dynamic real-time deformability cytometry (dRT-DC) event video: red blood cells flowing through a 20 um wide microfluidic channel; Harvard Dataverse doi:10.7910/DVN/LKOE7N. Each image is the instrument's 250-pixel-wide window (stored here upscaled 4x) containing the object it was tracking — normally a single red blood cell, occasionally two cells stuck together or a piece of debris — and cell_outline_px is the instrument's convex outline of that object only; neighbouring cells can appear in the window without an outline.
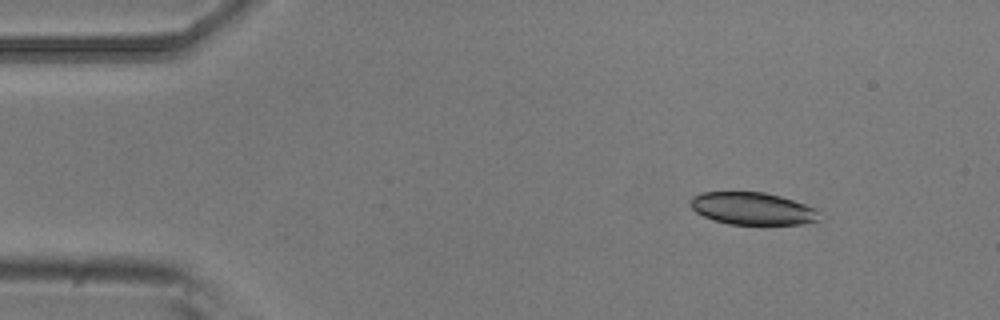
{"species": "common noctule bat (a hibernating species)", "species_latin": "Nyctalus noctula", "temperature_condition": "room temperature", "stored_images_in_passage": 6, "camera_frame_rate_fps": 3000, "um_per_image_px": 0.085, "animal": {"sex": "male", "body_mass_g": 20.5, "forearm_length_mm": 52.5}, "frame": {"image": 1, "passage_image": 1, "time_ms": 0.0, "image_size_px": [1000, 320], "cell_outline_px": [[824, 220], [804, 224], [728, 224], [704, 216], [696, 212], [692, 208], [692, 196], [700, 192], [764, 192], [780, 196], [816, 208]], "centroid_in_image_um": [64.03, 17.73], "position_along_channel_um": 21.0, "area_um2": 24.33}}
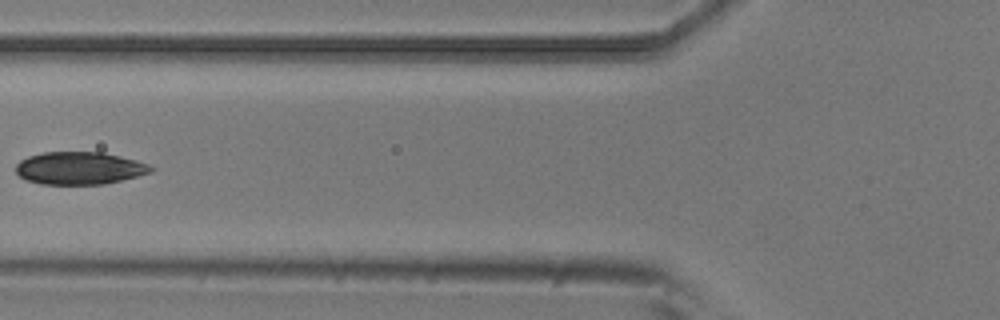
{"frame": {"image": 2, "passage_image": 5, "time_ms": 1.333, "image_size_px": [1000, 320], "cell_outline_px": [[156, 168], [152, 172], [104, 184], [40, 184], [24, 180], [16, 172], [16, 164], [20, 160], [28, 156], [44, 152], [100, 152], [120, 156], [136, 160], [148, 164]], "centroid_in_image_um": [6.73, 14.29], "position_along_channel_um": 119.1, "area_um2": 25.66}}
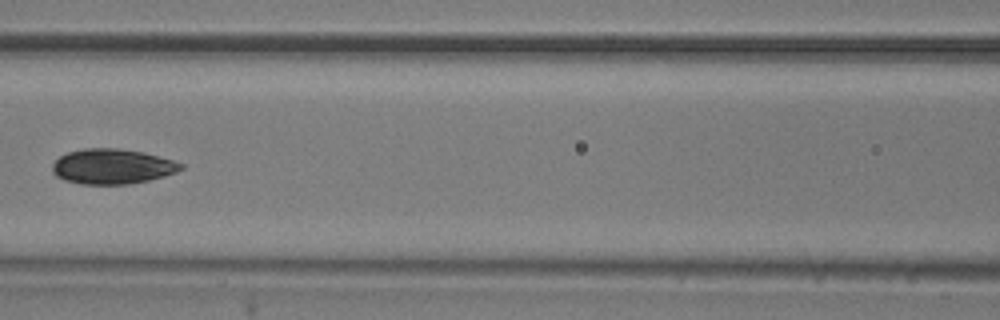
{"frame": {"image": 3, "passage_image": 6, "time_ms": 1.667, "image_size_px": [1000, 320], "cell_outline_px": [[184, 168], [176, 172], [164, 176], [148, 180], [128, 184], [80, 184], [64, 180], [56, 176], [52, 172], [52, 164], [60, 156], [68, 152], [84, 148], [116, 148], [144, 152], [172, 160], [184, 164]], "centroid_in_image_um": [9.53, 14.15], "position_along_channel_um": 157.1, "area_um2": 26.3}}